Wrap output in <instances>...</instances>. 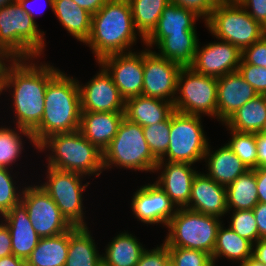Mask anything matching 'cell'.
I'll return each mask as SVG.
<instances>
[{
    "instance_id": "cell-1",
    "label": "cell",
    "mask_w": 266,
    "mask_h": 266,
    "mask_svg": "<svg viewBox=\"0 0 266 266\" xmlns=\"http://www.w3.org/2000/svg\"><path fill=\"white\" fill-rule=\"evenodd\" d=\"M39 58L11 59L0 81V96L8 92L12 98L14 124L30 132L43 117L48 82L60 71L48 62L38 61Z\"/></svg>"
},
{
    "instance_id": "cell-2",
    "label": "cell",
    "mask_w": 266,
    "mask_h": 266,
    "mask_svg": "<svg viewBox=\"0 0 266 266\" xmlns=\"http://www.w3.org/2000/svg\"><path fill=\"white\" fill-rule=\"evenodd\" d=\"M137 39L144 45V39L134 27L129 1L108 0L92 15L90 36L84 45L91 48L98 62L110 54L134 51L132 46L136 45Z\"/></svg>"
},
{
    "instance_id": "cell-3",
    "label": "cell",
    "mask_w": 266,
    "mask_h": 266,
    "mask_svg": "<svg viewBox=\"0 0 266 266\" xmlns=\"http://www.w3.org/2000/svg\"><path fill=\"white\" fill-rule=\"evenodd\" d=\"M59 71L45 91L44 114L40 125L32 132L38 146L48 136L79 130L81 101L78 78Z\"/></svg>"
},
{
    "instance_id": "cell-4",
    "label": "cell",
    "mask_w": 266,
    "mask_h": 266,
    "mask_svg": "<svg viewBox=\"0 0 266 266\" xmlns=\"http://www.w3.org/2000/svg\"><path fill=\"white\" fill-rule=\"evenodd\" d=\"M46 150L49 167L79 173L88 179L94 175L99 177L104 172L102 152L80 130L48 136L38 145L37 152Z\"/></svg>"
},
{
    "instance_id": "cell-5",
    "label": "cell",
    "mask_w": 266,
    "mask_h": 266,
    "mask_svg": "<svg viewBox=\"0 0 266 266\" xmlns=\"http://www.w3.org/2000/svg\"><path fill=\"white\" fill-rule=\"evenodd\" d=\"M45 32L22 9L18 1L0 8V48L11 59L44 55Z\"/></svg>"
},
{
    "instance_id": "cell-6",
    "label": "cell",
    "mask_w": 266,
    "mask_h": 266,
    "mask_svg": "<svg viewBox=\"0 0 266 266\" xmlns=\"http://www.w3.org/2000/svg\"><path fill=\"white\" fill-rule=\"evenodd\" d=\"M103 169H128L153 173L158 160L151 153L143 127L123 118L117 134L102 153Z\"/></svg>"
},
{
    "instance_id": "cell-7",
    "label": "cell",
    "mask_w": 266,
    "mask_h": 266,
    "mask_svg": "<svg viewBox=\"0 0 266 266\" xmlns=\"http://www.w3.org/2000/svg\"><path fill=\"white\" fill-rule=\"evenodd\" d=\"M188 208H178L166 228L167 247H181L204 251L212 256L217 232L223 220Z\"/></svg>"
},
{
    "instance_id": "cell-8",
    "label": "cell",
    "mask_w": 266,
    "mask_h": 266,
    "mask_svg": "<svg viewBox=\"0 0 266 266\" xmlns=\"http://www.w3.org/2000/svg\"><path fill=\"white\" fill-rule=\"evenodd\" d=\"M204 23L217 41H227L241 51L266 34L237 1L219 2Z\"/></svg>"
},
{
    "instance_id": "cell-9",
    "label": "cell",
    "mask_w": 266,
    "mask_h": 266,
    "mask_svg": "<svg viewBox=\"0 0 266 266\" xmlns=\"http://www.w3.org/2000/svg\"><path fill=\"white\" fill-rule=\"evenodd\" d=\"M45 182L40 187L59 207L62 215L74 227H87L83 193L90 182L83 183L86 176L45 166ZM47 179V180H46ZM86 217V218H85Z\"/></svg>"
},
{
    "instance_id": "cell-10",
    "label": "cell",
    "mask_w": 266,
    "mask_h": 266,
    "mask_svg": "<svg viewBox=\"0 0 266 266\" xmlns=\"http://www.w3.org/2000/svg\"><path fill=\"white\" fill-rule=\"evenodd\" d=\"M202 116L177 111L171 114L170 142L159 161L196 164L202 162L209 145Z\"/></svg>"
},
{
    "instance_id": "cell-11",
    "label": "cell",
    "mask_w": 266,
    "mask_h": 266,
    "mask_svg": "<svg viewBox=\"0 0 266 266\" xmlns=\"http://www.w3.org/2000/svg\"><path fill=\"white\" fill-rule=\"evenodd\" d=\"M174 111L217 119V78L182 67L177 78Z\"/></svg>"
},
{
    "instance_id": "cell-12",
    "label": "cell",
    "mask_w": 266,
    "mask_h": 266,
    "mask_svg": "<svg viewBox=\"0 0 266 266\" xmlns=\"http://www.w3.org/2000/svg\"><path fill=\"white\" fill-rule=\"evenodd\" d=\"M22 187L21 203L27 209L33 229L40 238L57 236L73 227L38 183L29 186L25 183Z\"/></svg>"
},
{
    "instance_id": "cell-13",
    "label": "cell",
    "mask_w": 266,
    "mask_h": 266,
    "mask_svg": "<svg viewBox=\"0 0 266 266\" xmlns=\"http://www.w3.org/2000/svg\"><path fill=\"white\" fill-rule=\"evenodd\" d=\"M97 63L111 76L125 101L142 95L144 50L110 54Z\"/></svg>"
},
{
    "instance_id": "cell-14",
    "label": "cell",
    "mask_w": 266,
    "mask_h": 266,
    "mask_svg": "<svg viewBox=\"0 0 266 266\" xmlns=\"http://www.w3.org/2000/svg\"><path fill=\"white\" fill-rule=\"evenodd\" d=\"M144 49V77L142 95L174 102L177 94V78L181 66L159 56L155 50Z\"/></svg>"
},
{
    "instance_id": "cell-15",
    "label": "cell",
    "mask_w": 266,
    "mask_h": 266,
    "mask_svg": "<svg viewBox=\"0 0 266 266\" xmlns=\"http://www.w3.org/2000/svg\"><path fill=\"white\" fill-rule=\"evenodd\" d=\"M99 69L84 85L78 80L81 112H125V99L108 72L101 65Z\"/></svg>"
},
{
    "instance_id": "cell-16",
    "label": "cell",
    "mask_w": 266,
    "mask_h": 266,
    "mask_svg": "<svg viewBox=\"0 0 266 266\" xmlns=\"http://www.w3.org/2000/svg\"><path fill=\"white\" fill-rule=\"evenodd\" d=\"M130 207L134 218L147 226L161 224L167 227L178 210L168 195L154 182L140 186L134 192Z\"/></svg>"
},
{
    "instance_id": "cell-17",
    "label": "cell",
    "mask_w": 266,
    "mask_h": 266,
    "mask_svg": "<svg viewBox=\"0 0 266 266\" xmlns=\"http://www.w3.org/2000/svg\"><path fill=\"white\" fill-rule=\"evenodd\" d=\"M200 44L199 41L190 66L195 72L219 78L237 71L242 57V51L237 46L223 40H215L202 47Z\"/></svg>"
},
{
    "instance_id": "cell-18",
    "label": "cell",
    "mask_w": 266,
    "mask_h": 266,
    "mask_svg": "<svg viewBox=\"0 0 266 266\" xmlns=\"http://www.w3.org/2000/svg\"><path fill=\"white\" fill-rule=\"evenodd\" d=\"M156 172H160V175L158 174L154 183L168 195L177 208H185L190 200L197 169L189 163L158 161L153 173Z\"/></svg>"
},
{
    "instance_id": "cell-19",
    "label": "cell",
    "mask_w": 266,
    "mask_h": 266,
    "mask_svg": "<svg viewBox=\"0 0 266 266\" xmlns=\"http://www.w3.org/2000/svg\"><path fill=\"white\" fill-rule=\"evenodd\" d=\"M185 208L222 219L228 215L226 186L199 171L193 179L190 200Z\"/></svg>"
},
{
    "instance_id": "cell-20",
    "label": "cell",
    "mask_w": 266,
    "mask_h": 266,
    "mask_svg": "<svg viewBox=\"0 0 266 266\" xmlns=\"http://www.w3.org/2000/svg\"><path fill=\"white\" fill-rule=\"evenodd\" d=\"M258 96L238 71L217 78V121L224 123L249 100Z\"/></svg>"
},
{
    "instance_id": "cell-21",
    "label": "cell",
    "mask_w": 266,
    "mask_h": 266,
    "mask_svg": "<svg viewBox=\"0 0 266 266\" xmlns=\"http://www.w3.org/2000/svg\"><path fill=\"white\" fill-rule=\"evenodd\" d=\"M200 19L203 18L195 11L170 3L161 13L157 26L144 40V45L152 49L170 34H198L195 27L196 20Z\"/></svg>"
},
{
    "instance_id": "cell-22",
    "label": "cell",
    "mask_w": 266,
    "mask_h": 266,
    "mask_svg": "<svg viewBox=\"0 0 266 266\" xmlns=\"http://www.w3.org/2000/svg\"><path fill=\"white\" fill-rule=\"evenodd\" d=\"M0 220L9 230L13 255L26 261L40 240L33 229L27 209L19 203L1 216Z\"/></svg>"
},
{
    "instance_id": "cell-23",
    "label": "cell",
    "mask_w": 266,
    "mask_h": 266,
    "mask_svg": "<svg viewBox=\"0 0 266 266\" xmlns=\"http://www.w3.org/2000/svg\"><path fill=\"white\" fill-rule=\"evenodd\" d=\"M124 117V112H81L79 130L103 153L117 134Z\"/></svg>"
},
{
    "instance_id": "cell-24",
    "label": "cell",
    "mask_w": 266,
    "mask_h": 266,
    "mask_svg": "<svg viewBox=\"0 0 266 266\" xmlns=\"http://www.w3.org/2000/svg\"><path fill=\"white\" fill-rule=\"evenodd\" d=\"M211 149L209 144L203 160L208 170L206 175L218 184L227 186L249 170L227 143L215 150Z\"/></svg>"
},
{
    "instance_id": "cell-25",
    "label": "cell",
    "mask_w": 266,
    "mask_h": 266,
    "mask_svg": "<svg viewBox=\"0 0 266 266\" xmlns=\"http://www.w3.org/2000/svg\"><path fill=\"white\" fill-rule=\"evenodd\" d=\"M174 112L172 102L143 95L131 97L125 103V118L140 126L165 121Z\"/></svg>"
},
{
    "instance_id": "cell-26",
    "label": "cell",
    "mask_w": 266,
    "mask_h": 266,
    "mask_svg": "<svg viewBox=\"0 0 266 266\" xmlns=\"http://www.w3.org/2000/svg\"><path fill=\"white\" fill-rule=\"evenodd\" d=\"M93 238L89 226H73L69 230V247L65 266H101L102 254Z\"/></svg>"
},
{
    "instance_id": "cell-27",
    "label": "cell",
    "mask_w": 266,
    "mask_h": 266,
    "mask_svg": "<svg viewBox=\"0 0 266 266\" xmlns=\"http://www.w3.org/2000/svg\"><path fill=\"white\" fill-rule=\"evenodd\" d=\"M130 232L120 231L111 242L105 246L102 254L104 266H136L146 249L138 238Z\"/></svg>"
},
{
    "instance_id": "cell-28",
    "label": "cell",
    "mask_w": 266,
    "mask_h": 266,
    "mask_svg": "<svg viewBox=\"0 0 266 266\" xmlns=\"http://www.w3.org/2000/svg\"><path fill=\"white\" fill-rule=\"evenodd\" d=\"M53 13L67 33L82 43L90 36L92 14L73 0H53Z\"/></svg>"
},
{
    "instance_id": "cell-29",
    "label": "cell",
    "mask_w": 266,
    "mask_h": 266,
    "mask_svg": "<svg viewBox=\"0 0 266 266\" xmlns=\"http://www.w3.org/2000/svg\"><path fill=\"white\" fill-rule=\"evenodd\" d=\"M222 125L240 133H260L266 130V95L249 100Z\"/></svg>"
},
{
    "instance_id": "cell-30",
    "label": "cell",
    "mask_w": 266,
    "mask_h": 266,
    "mask_svg": "<svg viewBox=\"0 0 266 266\" xmlns=\"http://www.w3.org/2000/svg\"><path fill=\"white\" fill-rule=\"evenodd\" d=\"M224 225V223L221 224L217 232L216 244L212 254L213 263L218 266L216 262L223 257V259L238 262L240 266L252 257L253 244Z\"/></svg>"
},
{
    "instance_id": "cell-31",
    "label": "cell",
    "mask_w": 266,
    "mask_h": 266,
    "mask_svg": "<svg viewBox=\"0 0 266 266\" xmlns=\"http://www.w3.org/2000/svg\"><path fill=\"white\" fill-rule=\"evenodd\" d=\"M69 230L53 237L40 238L26 260L27 266H65L68 256Z\"/></svg>"
},
{
    "instance_id": "cell-32",
    "label": "cell",
    "mask_w": 266,
    "mask_h": 266,
    "mask_svg": "<svg viewBox=\"0 0 266 266\" xmlns=\"http://www.w3.org/2000/svg\"><path fill=\"white\" fill-rule=\"evenodd\" d=\"M198 38L197 34H170L155 47L159 49L155 52L181 67H190L199 43Z\"/></svg>"
},
{
    "instance_id": "cell-33",
    "label": "cell",
    "mask_w": 266,
    "mask_h": 266,
    "mask_svg": "<svg viewBox=\"0 0 266 266\" xmlns=\"http://www.w3.org/2000/svg\"><path fill=\"white\" fill-rule=\"evenodd\" d=\"M256 169L248 170L226 186L228 211L252 210L258 203Z\"/></svg>"
},
{
    "instance_id": "cell-34",
    "label": "cell",
    "mask_w": 266,
    "mask_h": 266,
    "mask_svg": "<svg viewBox=\"0 0 266 266\" xmlns=\"http://www.w3.org/2000/svg\"><path fill=\"white\" fill-rule=\"evenodd\" d=\"M10 127L11 125L9 127L1 125L0 127V168H8L13 171L12 164L15 165L25 149L23 145H25L26 142L24 141L26 140L23 139L26 137L29 142L31 141L30 144L32 143L36 150H38V146L34 141L32 132L19 126Z\"/></svg>"
},
{
    "instance_id": "cell-35",
    "label": "cell",
    "mask_w": 266,
    "mask_h": 266,
    "mask_svg": "<svg viewBox=\"0 0 266 266\" xmlns=\"http://www.w3.org/2000/svg\"><path fill=\"white\" fill-rule=\"evenodd\" d=\"M136 31L145 40L158 24L164 8L170 0H128Z\"/></svg>"
},
{
    "instance_id": "cell-36",
    "label": "cell",
    "mask_w": 266,
    "mask_h": 266,
    "mask_svg": "<svg viewBox=\"0 0 266 266\" xmlns=\"http://www.w3.org/2000/svg\"><path fill=\"white\" fill-rule=\"evenodd\" d=\"M231 135L228 146L249 170L257 168L256 133H240L227 128ZM231 131V132H230Z\"/></svg>"
},
{
    "instance_id": "cell-37",
    "label": "cell",
    "mask_w": 266,
    "mask_h": 266,
    "mask_svg": "<svg viewBox=\"0 0 266 266\" xmlns=\"http://www.w3.org/2000/svg\"><path fill=\"white\" fill-rule=\"evenodd\" d=\"M171 115L163 122L143 127L144 137L153 156L159 161L170 142Z\"/></svg>"
},
{
    "instance_id": "cell-38",
    "label": "cell",
    "mask_w": 266,
    "mask_h": 266,
    "mask_svg": "<svg viewBox=\"0 0 266 266\" xmlns=\"http://www.w3.org/2000/svg\"><path fill=\"white\" fill-rule=\"evenodd\" d=\"M12 169L0 168V217L21 203L24 188L17 187ZM14 177V178H13Z\"/></svg>"
},
{
    "instance_id": "cell-39",
    "label": "cell",
    "mask_w": 266,
    "mask_h": 266,
    "mask_svg": "<svg viewBox=\"0 0 266 266\" xmlns=\"http://www.w3.org/2000/svg\"><path fill=\"white\" fill-rule=\"evenodd\" d=\"M229 228L236 232L240 237L246 238L252 244L259 240L257 222L253 210H236L228 211Z\"/></svg>"
},
{
    "instance_id": "cell-40",
    "label": "cell",
    "mask_w": 266,
    "mask_h": 266,
    "mask_svg": "<svg viewBox=\"0 0 266 266\" xmlns=\"http://www.w3.org/2000/svg\"><path fill=\"white\" fill-rule=\"evenodd\" d=\"M176 266H212V256L204 251L181 247H167Z\"/></svg>"
},
{
    "instance_id": "cell-41",
    "label": "cell",
    "mask_w": 266,
    "mask_h": 266,
    "mask_svg": "<svg viewBox=\"0 0 266 266\" xmlns=\"http://www.w3.org/2000/svg\"><path fill=\"white\" fill-rule=\"evenodd\" d=\"M258 95H266V68L245 63L242 59L237 69Z\"/></svg>"
},
{
    "instance_id": "cell-42",
    "label": "cell",
    "mask_w": 266,
    "mask_h": 266,
    "mask_svg": "<svg viewBox=\"0 0 266 266\" xmlns=\"http://www.w3.org/2000/svg\"><path fill=\"white\" fill-rule=\"evenodd\" d=\"M241 59L247 63L266 68V34L242 50Z\"/></svg>"
},
{
    "instance_id": "cell-43",
    "label": "cell",
    "mask_w": 266,
    "mask_h": 266,
    "mask_svg": "<svg viewBox=\"0 0 266 266\" xmlns=\"http://www.w3.org/2000/svg\"><path fill=\"white\" fill-rule=\"evenodd\" d=\"M170 258L167 245L163 242L153 249H145L136 266H164Z\"/></svg>"
},
{
    "instance_id": "cell-44",
    "label": "cell",
    "mask_w": 266,
    "mask_h": 266,
    "mask_svg": "<svg viewBox=\"0 0 266 266\" xmlns=\"http://www.w3.org/2000/svg\"><path fill=\"white\" fill-rule=\"evenodd\" d=\"M170 3L195 11L205 21L219 3L218 0H170Z\"/></svg>"
},
{
    "instance_id": "cell-45",
    "label": "cell",
    "mask_w": 266,
    "mask_h": 266,
    "mask_svg": "<svg viewBox=\"0 0 266 266\" xmlns=\"http://www.w3.org/2000/svg\"><path fill=\"white\" fill-rule=\"evenodd\" d=\"M237 2L266 30V0H237Z\"/></svg>"
},
{
    "instance_id": "cell-46",
    "label": "cell",
    "mask_w": 266,
    "mask_h": 266,
    "mask_svg": "<svg viewBox=\"0 0 266 266\" xmlns=\"http://www.w3.org/2000/svg\"><path fill=\"white\" fill-rule=\"evenodd\" d=\"M252 210L257 222L259 239H266V204L259 202Z\"/></svg>"
},
{
    "instance_id": "cell-47",
    "label": "cell",
    "mask_w": 266,
    "mask_h": 266,
    "mask_svg": "<svg viewBox=\"0 0 266 266\" xmlns=\"http://www.w3.org/2000/svg\"><path fill=\"white\" fill-rule=\"evenodd\" d=\"M12 241L7 226L0 220V258L12 255Z\"/></svg>"
},
{
    "instance_id": "cell-48",
    "label": "cell",
    "mask_w": 266,
    "mask_h": 266,
    "mask_svg": "<svg viewBox=\"0 0 266 266\" xmlns=\"http://www.w3.org/2000/svg\"><path fill=\"white\" fill-rule=\"evenodd\" d=\"M257 168L266 162V130L256 133Z\"/></svg>"
},
{
    "instance_id": "cell-49",
    "label": "cell",
    "mask_w": 266,
    "mask_h": 266,
    "mask_svg": "<svg viewBox=\"0 0 266 266\" xmlns=\"http://www.w3.org/2000/svg\"><path fill=\"white\" fill-rule=\"evenodd\" d=\"M256 184L258 201L266 204V172L261 168H256Z\"/></svg>"
},
{
    "instance_id": "cell-50",
    "label": "cell",
    "mask_w": 266,
    "mask_h": 266,
    "mask_svg": "<svg viewBox=\"0 0 266 266\" xmlns=\"http://www.w3.org/2000/svg\"><path fill=\"white\" fill-rule=\"evenodd\" d=\"M108 0H73L80 8L85 9L90 14L98 12Z\"/></svg>"
},
{
    "instance_id": "cell-51",
    "label": "cell",
    "mask_w": 266,
    "mask_h": 266,
    "mask_svg": "<svg viewBox=\"0 0 266 266\" xmlns=\"http://www.w3.org/2000/svg\"><path fill=\"white\" fill-rule=\"evenodd\" d=\"M252 257L266 265V239H259L253 244Z\"/></svg>"
},
{
    "instance_id": "cell-52",
    "label": "cell",
    "mask_w": 266,
    "mask_h": 266,
    "mask_svg": "<svg viewBox=\"0 0 266 266\" xmlns=\"http://www.w3.org/2000/svg\"><path fill=\"white\" fill-rule=\"evenodd\" d=\"M17 1L22 7V9L25 11V13H27L30 17H32L33 20L36 22L35 20L36 14L33 12V7H31L30 5V2L33 1L31 2V4H33L35 0H17ZM45 1L49 5L48 7H50V9L53 10V0H45Z\"/></svg>"
},
{
    "instance_id": "cell-53",
    "label": "cell",
    "mask_w": 266,
    "mask_h": 266,
    "mask_svg": "<svg viewBox=\"0 0 266 266\" xmlns=\"http://www.w3.org/2000/svg\"><path fill=\"white\" fill-rule=\"evenodd\" d=\"M0 266H27V265L25 260L18 258L12 254L0 258Z\"/></svg>"
},
{
    "instance_id": "cell-54",
    "label": "cell",
    "mask_w": 266,
    "mask_h": 266,
    "mask_svg": "<svg viewBox=\"0 0 266 266\" xmlns=\"http://www.w3.org/2000/svg\"><path fill=\"white\" fill-rule=\"evenodd\" d=\"M11 60V58L5 54V52L0 48V81L4 73L5 66Z\"/></svg>"
},
{
    "instance_id": "cell-55",
    "label": "cell",
    "mask_w": 266,
    "mask_h": 266,
    "mask_svg": "<svg viewBox=\"0 0 266 266\" xmlns=\"http://www.w3.org/2000/svg\"><path fill=\"white\" fill-rule=\"evenodd\" d=\"M240 266H266V265L258 262L253 257H250L247 261L242 263Z\"/></svg>"
},
{
    "instance_id": "cell-56",
    "label": "cell",
    "mask_w": 266,
    "mask_h": 266,
    "mask_svg": "<svg viewBox=\"0 0 266 266\" xmlns=\"http://www.w3.org/2000/svg\"><path fill=\"white\" fill-rule=\"evenodd\" d=\"M17 0H0V8L4 7L5 5H8L10 3L16 2Z\"/></svg>"
},
{
    "instance_id": "cell-57",
    "label": "cell",
    "mask_w": 266,
    "mask_h": 266,
    "mask_svg": "<svg viewBox=\"0 0 266 266\" xmlns=\"http://www.w3.org/2000/svg\"><path fill=\"white\" fill-rule=\"evenodd\" d=\"M164 266H176V264L171 260V258H169Z\"/></svg>"
},
{
    "instance_id": "cell-58",
    "label": "cell",
    "mask_w": 266,
    "mask_h": 266,
    "mask_svg": "<svg viewBox=\"0 0 266 266\" xmlns=\"http://www.w3.org/2000/svg\"><path fill=\"white\" fill-rule=\"evenodd\" d=\"M266 172V162L260 166Z\"/></svg>"
},
{
    "instance_id": "cell-59",
    "label": "cell",
    "mask_w": 266,
    "mask_h": 266,
    "mask_svg": "<svg viewBox=\"0 0 266 266\" xmlns=\"http://www.w3.org/2000/svg\"><path fill=\"white\" fill-rule=\"evenodd\" d=\"M219 2H230V1H237V0H218Z\"/></svg>"
}]
</instances>
